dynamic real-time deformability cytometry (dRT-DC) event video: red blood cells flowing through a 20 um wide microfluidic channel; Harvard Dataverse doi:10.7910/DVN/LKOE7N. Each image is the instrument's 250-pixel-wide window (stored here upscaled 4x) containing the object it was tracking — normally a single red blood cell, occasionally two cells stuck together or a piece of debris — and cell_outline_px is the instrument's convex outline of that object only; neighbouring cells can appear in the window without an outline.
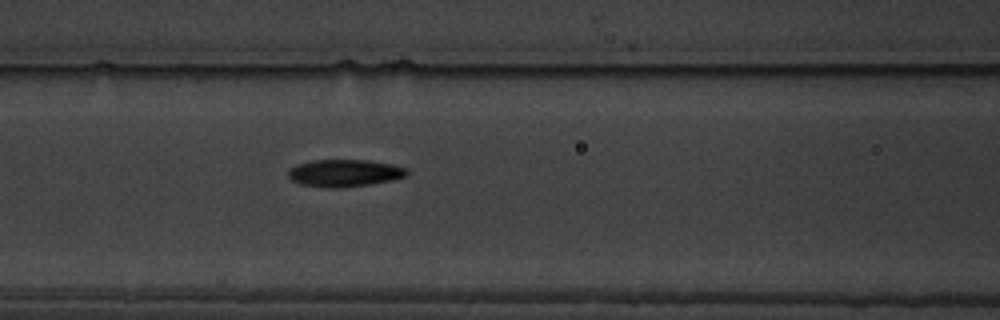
{"species": "common noctule bat (a hibernating species)", "species_latin": "Nyctalus noctula", "temperature_condition": "warm", "stored_images_in_passage": 4, "camera_frame_rate_fps": 3000, "um_per_image_px": 0.085, "animal": {"sex": "male", "body_mass_g": 19.5, "forearm_length_mm": 54.6}, "frame": {"image": 1, "passage_image": 4, "time_ms": 3.667, "image_size_px": [1000, 320], "cell_outline_px": [[408, 176], [392, 180], [372, 184], [336, 188], [332, 188], [300, 184], [292, 180], [288, 176], [288, 172], [296, 164], [312, 160], [368, 160], [392, 164], [404, 168], [408, 172]], "centroid_in_image_um": [29.29, 14.71], "position_along_channel_um": 137.3, "area_um2": 18.79}}